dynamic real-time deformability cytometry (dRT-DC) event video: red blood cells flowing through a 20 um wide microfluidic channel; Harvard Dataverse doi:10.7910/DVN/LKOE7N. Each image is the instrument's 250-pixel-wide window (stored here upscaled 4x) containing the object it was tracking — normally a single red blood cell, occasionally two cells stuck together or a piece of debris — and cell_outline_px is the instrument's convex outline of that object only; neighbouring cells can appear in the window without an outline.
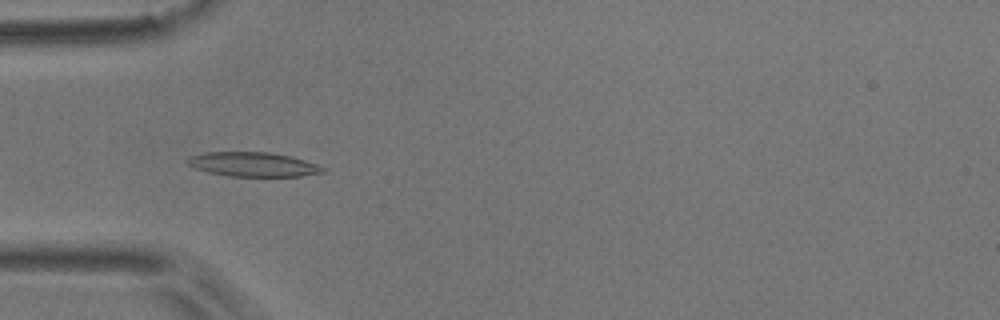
{"species": "common noctule bat (a hibernating species)", "species_latin": "Nyctalus noctula", "temperature_condition": "room temperature", "stored_images_in_passage": 6, "camera_frame_rate_fps": 3000, "um_per_image_px": 0.085, "animal": {"sex": "male", "body_mass_g": 17.9}, "frame": {"image": 1, "passage_image": 5, "time_ms": 1.333, "image_size_px": [1000, 320], "cell_outline_px": [[328, 172], [300, 176], [228, 176], [208, 172], [196, 168], [188, 164], [184, 160], [188, 156], [204, 152], [268, 152], [292, 156], [328, 168]], "centroid_in_image_um": [21.53, 13.97], "position_along_channel_um": 63.5, "area_um2": 19.42}}
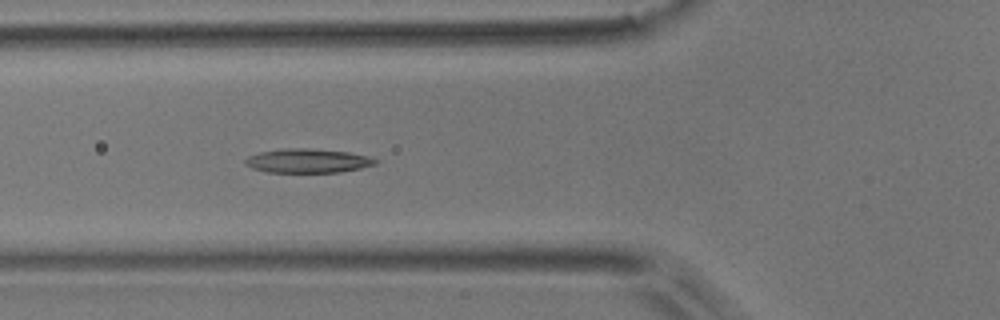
{"frame": {"image": 2, "passage_image": 6, "time_ms": 1.667, "image_size_px": [1000, 320], "cell_outline_px": [[380, 160], [376, 164], [360, 168], [340, 172], [268, 172], [252, 168], [244, 164], [244, 160], [248, 156], [260, 152], [284, 148], [308, 148], [348, 152], [368, 156]], "centroid_in_image_um": [26.15, 13.66], "position_along_channel_um": 99.6, "area_um2": 18.26}}